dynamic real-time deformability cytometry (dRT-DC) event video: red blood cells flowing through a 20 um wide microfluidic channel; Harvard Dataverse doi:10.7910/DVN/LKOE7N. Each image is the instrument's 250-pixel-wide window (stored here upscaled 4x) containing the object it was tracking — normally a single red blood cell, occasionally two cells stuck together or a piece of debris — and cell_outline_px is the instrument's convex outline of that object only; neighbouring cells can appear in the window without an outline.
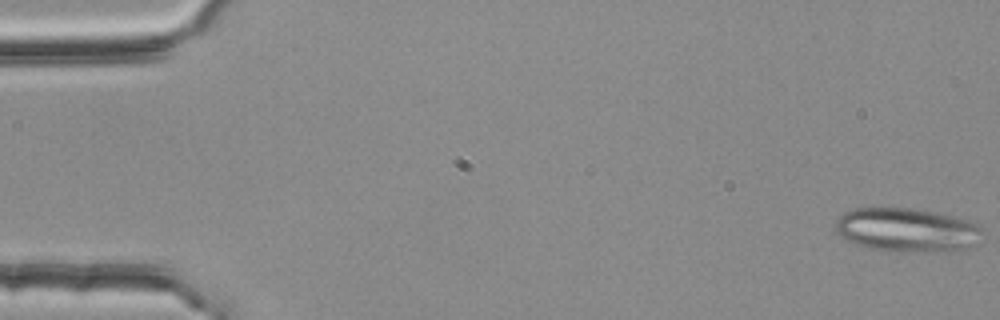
{"species": "common noctule bat (a hibernating species)", "species_latin": "Nyctalus noctula", "temperature_condition": "room temperature", "stored_images_in_passage": 54, "segment_of_instrument_passage": [1, 2], "camera_frame_rate_fps": 3000, "um_per_image_px": 0.085, "animal": {"sex": "female", "body_mass_g": 25.1}, "frame": {"image": 1, "passage_image": 1, "time_ms": 0.0, "image_size_px": [1000, 320], "cell_outline_px": [[980, 228], [976, 244], [968, 248], [928, 252], [900, 252], [872, 248], [848, 240], [840, 236], [836, 232], [836, 220], [844, 212], [852, 208], [908, 208], [936, 212], [952, 216], [976, 224]], "centroid_in_image_um": [77.03, 19.54], "position_along_channel_um": 8.0, "area_um2": 36.99}}